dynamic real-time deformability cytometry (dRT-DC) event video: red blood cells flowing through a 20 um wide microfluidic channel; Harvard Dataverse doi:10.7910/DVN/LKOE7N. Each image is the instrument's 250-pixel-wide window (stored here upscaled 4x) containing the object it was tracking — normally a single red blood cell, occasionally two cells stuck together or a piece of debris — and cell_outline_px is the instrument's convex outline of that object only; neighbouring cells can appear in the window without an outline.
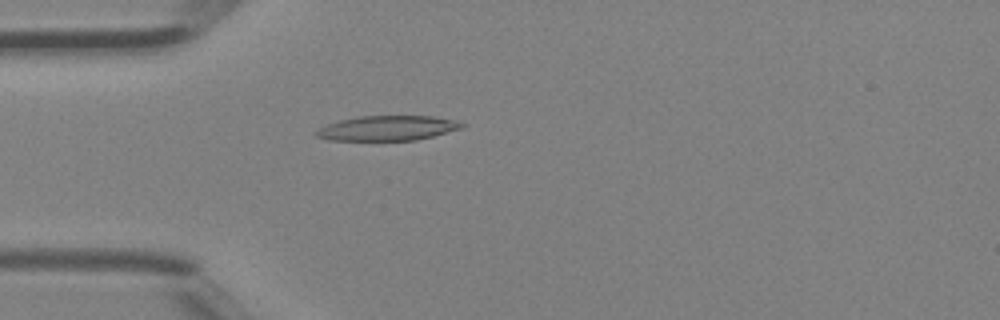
{"species": "Egyptian fruit bat (a non-hibernating species)", "species_latin": "Rousettus aegyptiacus", "temperature_condition": "room temperature", "stored_images_in_passage": 46, "camera_frame_rate_fps": 3000, "um_per_image_px": 0.085, "animal": {"sex": "female"}, "frame": {"image": 1, "passage_image": 13, "time_ms": 4.0, "image_size_px": [1000, 320], "cell_outline_px": [[464, 128], [416, 140], [328, 140], [316, 136], [312, 132], [328, 124], [340, 120], [360, 116], [432, 116], [452, 120], [464, 124]], "centroid_in_image_um": [32.91, 10.89], "position_along_channel_um": 52.1, "area_um2": 20.92}}
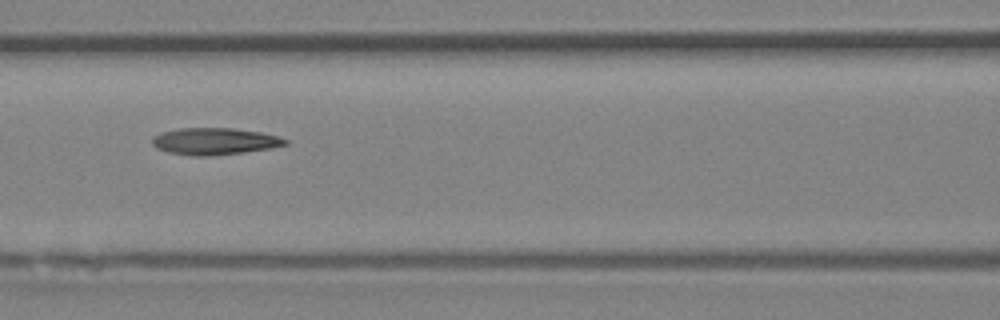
{"frame": {"image": 2, "passage_image": 20, "time_ms": 6.333, "image_size_px": [1000, 320], "cell_outline_px": [[288, 144], [268, 148], [240, 152], [208, 156], [192, 156], [168, 152], [156, 148], [152, 144], [152, 136], [160, 132], [180, 128], [232, 128], [260, 132], [276, 136], [288, 140]], "centroid_in_image_um": [18.16, 12.0], "position_along_channel_um": 148.4, "area_um2": 20.63}}
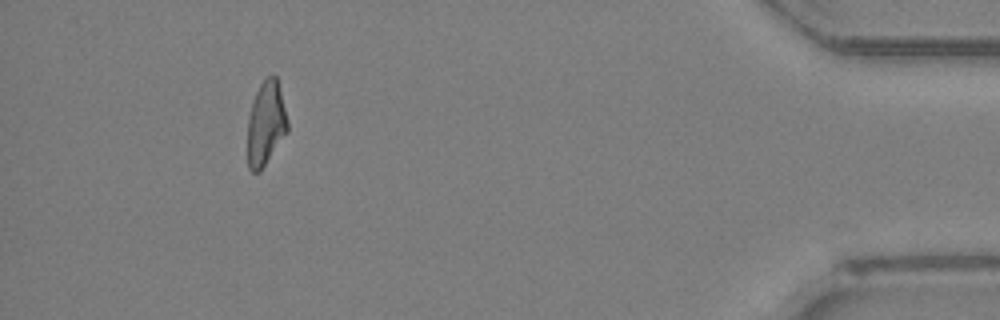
{"frame": {"image": 3, "passage_image": 42, "time_ms": 13.667, "image_size_px": [1000, 320], "cell_outline_px": [[288, 132], [260, 172], [252, 172], [248, 168], [248, 116], [256, 92], [260, 84], [272, 72], [276, 76], [288, 120]], "centroid_in_image_um": [22.6, 10.51], "position_along_channel_um": 412.6, "area_um2": 19.65}, "authors_computed_cell_mechanics": {"area_um2": 20.6635, "velocity_mm_per_s": 4.4944, "shape_relaxation_time_tau1_ms": 4.8944, "shape_relaxation_time_tau2_ms": 3.9932, "deformation_change_tau1": 0.1753, "deformation_change_tau2": 0.12}}